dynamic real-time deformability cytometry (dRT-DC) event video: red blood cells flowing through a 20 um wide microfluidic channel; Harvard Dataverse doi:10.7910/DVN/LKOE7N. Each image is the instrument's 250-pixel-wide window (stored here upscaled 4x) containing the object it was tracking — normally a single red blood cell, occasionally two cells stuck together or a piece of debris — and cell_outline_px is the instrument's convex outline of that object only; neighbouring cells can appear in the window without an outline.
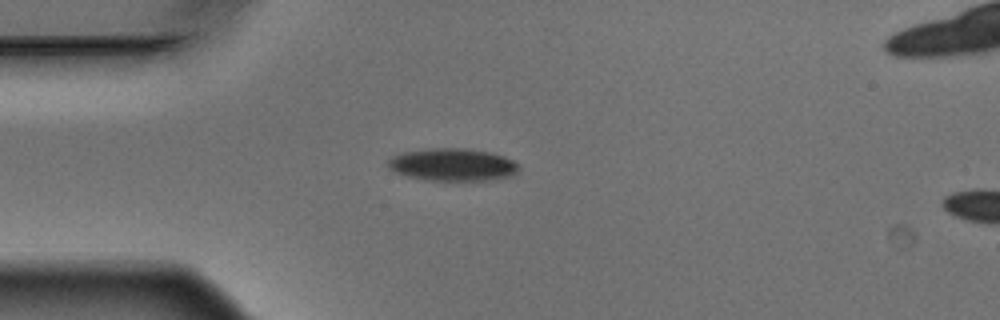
{"species": "Egyptian fruit bat (a non-hibernating species)", "species_latin": "Rousettus aegyptiacus", "temperature_condition": "warm", "stored_images_in_passage": 5, "camera_frame_rate_fps": 3000, "um_per_image_px": 0.085, "animal": {"sex": "male"}, "frame": {"image": 1, "passage_image": 4, "time_ms": 1.0, "image_size_px": [1000, 320], "cell_outline_px": [[520, 168], [512, 176], [488, 180], [428, 180], [408, 176], [396, 172], [388, 168], [388, 160], [392, 156], [404, 152], [428, 148], [464, 148], [492, 152], [504, 156], [512, 160]], "centroid_in_image_um": [38.48, 13.99], "position_along_channel_um": 46.5, "area_um2": 24.74}}